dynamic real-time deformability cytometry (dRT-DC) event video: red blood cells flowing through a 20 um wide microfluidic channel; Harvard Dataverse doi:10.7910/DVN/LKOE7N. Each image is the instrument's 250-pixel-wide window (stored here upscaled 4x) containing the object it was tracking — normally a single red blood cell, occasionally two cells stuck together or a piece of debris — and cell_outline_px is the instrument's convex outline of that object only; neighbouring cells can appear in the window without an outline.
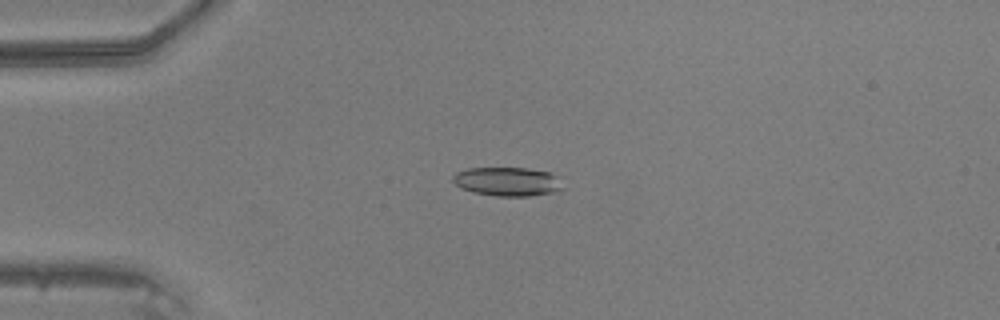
{"species": "common noctule bat (a hibernating species)", "species_latin": "Nyctalus noctula", "temperature_condition": "warm", "stored_images_in_passage": 43, "camera_frame_rate_fps": 3000, "um_per_image_px": 0.085, "animal": {"sex": "male", "body_mass_g": 20.5, "forearm_length_mm": 52.5}, "frame": {"image": 1, "passage_image": 8, "time_ms": 2.333, "image_size_px": [1000, 320], "cell_outline_px": [[568, 188], [556, 192], [528, 196], [496, 196], [472, 192], [460, 188], [452, 180], [452, 176], [456, 172], [468, 168], [524, 168], [552, 172]], "centroid_in_image_um": [43.18, 15.44], "position_along_channel_um": 41.8, "area_um2": 18.84}}
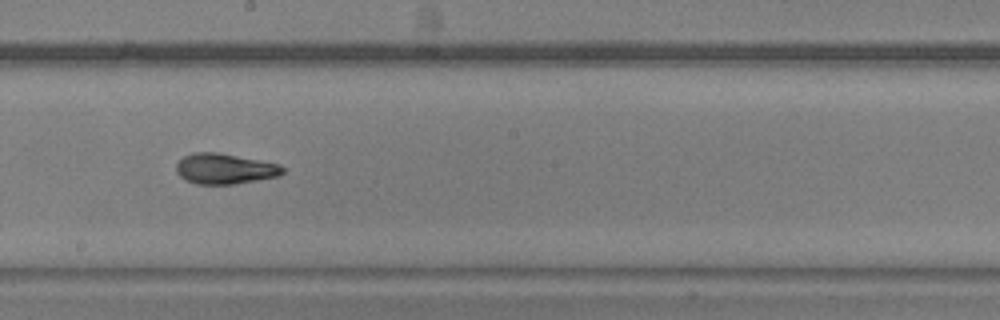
{"frame": {"image": 2, "passage_image": 23, "time_ms": 7.333, "image_size_px": [1000, 320], "cell_outline_px": [[284, 172], [280, 176], [236, 184], [196, 184], [180, 176], [176, 172], [176, 164], [184, 156], [192, 152], [216, 152], [280, 164], [284, 168]], "centroid_in_image_um": [19.12, 14.35], "position_along_channel_um": 229.1, "area_um2": 18.9}}
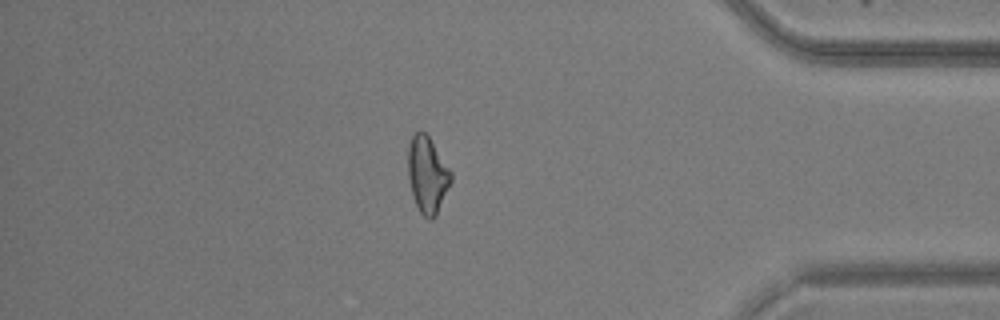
{"frame": {"image": 3, "passage_image": 37, "time_ms": 12.0, "image_size_px": [1000, 320], "cell_outline_px": [[452, 180], [436, 216], [432, 220], [428, 220], [420, 212], [412, 196], [408, 176], [408, 144], [412, 136], [420, 128], [428, 136], [452, 172]], "centroid_in_image_um": [36.32, 14.86], "position_along_channel_um": 398.9, "area_um2": 19.19}}